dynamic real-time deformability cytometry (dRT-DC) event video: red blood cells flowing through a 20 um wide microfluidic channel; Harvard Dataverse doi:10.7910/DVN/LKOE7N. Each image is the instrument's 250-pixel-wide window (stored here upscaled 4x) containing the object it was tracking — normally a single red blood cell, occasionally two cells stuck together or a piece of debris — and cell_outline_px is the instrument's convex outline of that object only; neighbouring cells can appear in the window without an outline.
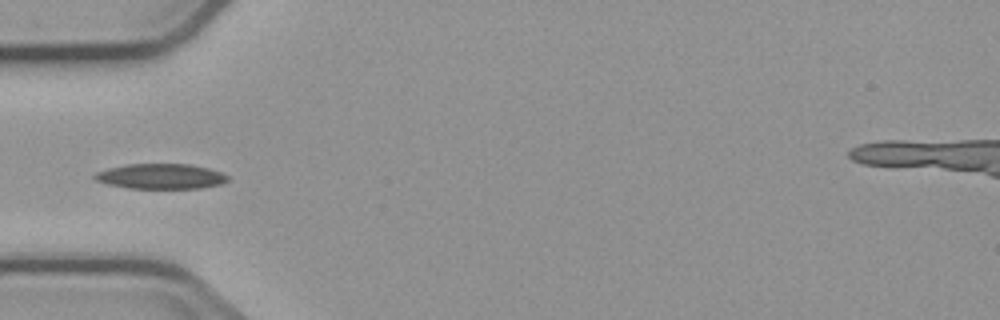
{"species": "common noctule bat (a hibernating species)", "species_latin": "Nyctalus noctula", "temperature_condition": "cold", "stored_images_in_passage": 3, "camera_frame_rate_fps": 3000, "um_per_image_px": 0.085, "animal": {"sex": "male", "body_mass_g": 23.1, "forearm_length_mm": 52.7}, "frame": {"image": 1, "passage_image": 3, "time_ms": 3.333, "image_size_px": [1000, 320], "cell_outline_px": [[228, 180], [220, 184], [200, 188], [128, 188], [108, 184], [96, 180], [92, 176], [96, 172], [108, 168], [124, 164], [188, 164], [208, 168], [224, 172], [228, 176]], "centroid_in_image_um": [13.66, 14.98], "position_along_channel_um": 71.3, "area_um2": 19.54}}